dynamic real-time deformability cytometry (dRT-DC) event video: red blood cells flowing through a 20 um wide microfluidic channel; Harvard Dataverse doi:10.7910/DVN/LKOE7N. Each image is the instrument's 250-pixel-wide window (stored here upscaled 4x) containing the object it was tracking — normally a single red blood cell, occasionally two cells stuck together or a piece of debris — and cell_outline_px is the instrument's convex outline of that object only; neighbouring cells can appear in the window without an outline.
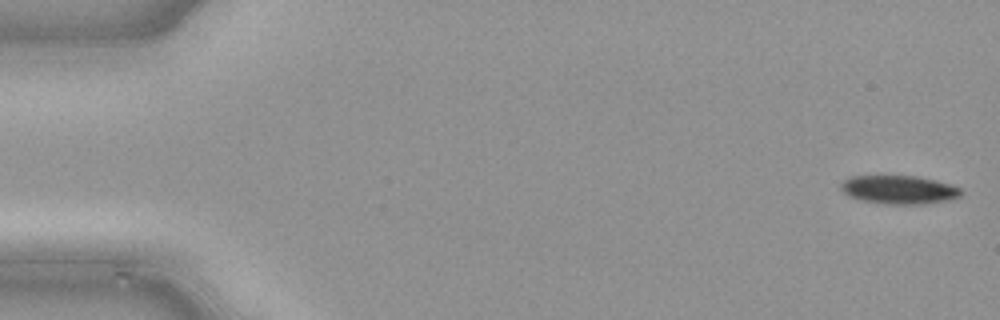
{"species": "common noctule bat (a hibernating species)", "species_latin": "Nyctalus noctula", "temperature_condition": "cold", "stored_images_in_passage": 14, "camera_frame_rate_fps": 3000, "um_per_image_px": 0.085, "animal": {"sex": "male", "body_mass_g": 21.5, "forearm_length_mm": 52.0}, "frame": {"image": 1, "passage_image": 1, "time_ms": 0.0, "image_size_px": [1000, 320], "cell_outline_px": [[960, 196], [944, 200], [920, 204], [888, 204], [860, 200], [848, 196], [840, 188], [840, 184], [844, 180], [852, 176], [916, 176], [936, 180], [960, 188]], "centroid_in_image_um": [76.35, 16.12], "position_along_channel_um": 8.7, "area_um2": 19.65}}
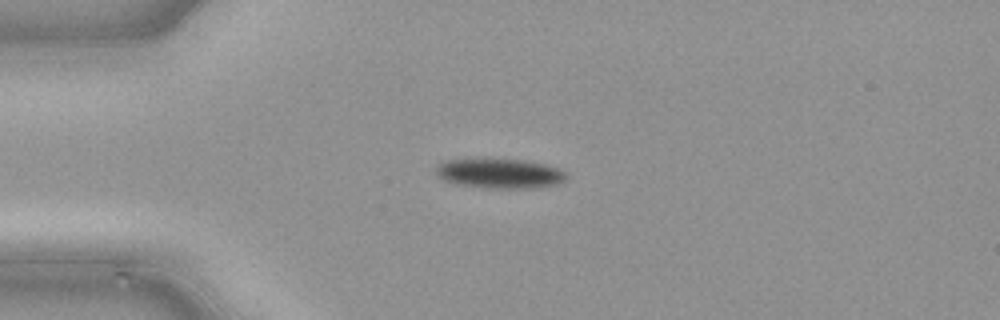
{"frame": {"image": 2, "passage_image": 12, "time_ms": 3.667, "image_size_px": [1000, 320], "cell_outline_px": [[564, 180], [556, 184], [532, 188], [480, 188], [456, 184], [444, 180], [436, 172], [436, 168], [444, 160], [524, 160], [544, 164], [556, 168], [564, 172]], "centroid_in_image_um": [42.44, 14.76], "position_along_channel_um": 42.6, "area_um2": 22.02}}